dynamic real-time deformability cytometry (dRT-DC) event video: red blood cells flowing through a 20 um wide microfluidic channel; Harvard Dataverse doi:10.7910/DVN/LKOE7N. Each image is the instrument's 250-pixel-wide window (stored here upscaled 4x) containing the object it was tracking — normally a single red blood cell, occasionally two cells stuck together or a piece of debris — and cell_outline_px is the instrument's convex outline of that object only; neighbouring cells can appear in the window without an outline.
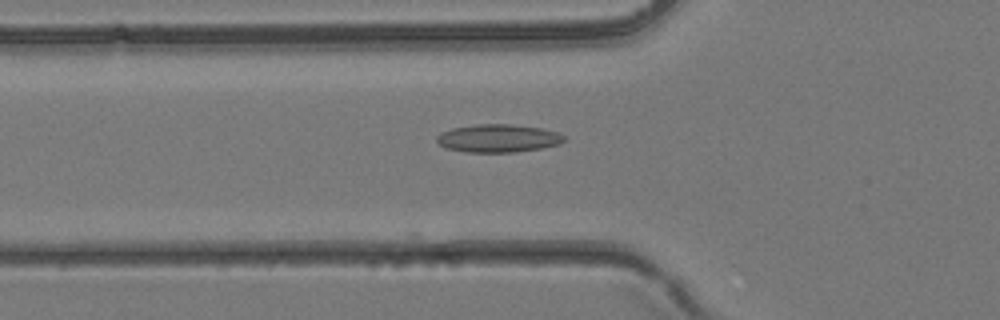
{"species": "common noctule bat (a hibernating species)", "species_latin": "Nyctalus noctula", "temperature_condition": "room temperature", "stored_images_in_passage": 29, "camera_frame_rate_fps": 3000, "um_per_image_px": 0.085, "animal": {"sex": "female", "body_mass_g": 24.6, "forearm_length_mm": 56.2}, "frame": {"image": 1, "passage_image": 4, "time_ms": 1.0, "image_size_px": [1000, 320], "cell_outline_px": [[564, 140], [560, 144], [540, 148], [516, 152], [464, 152], [448, 148], [436, 144], [436, 136], [440, 132], [452, 128], [476, 124], [508, 124], [540, 128], [560, 132], [564, 136]], "centroid_in_image_um": [42.31, 11.75], "position_along_channel_um": 83.5, "area_um2": 20.87}}
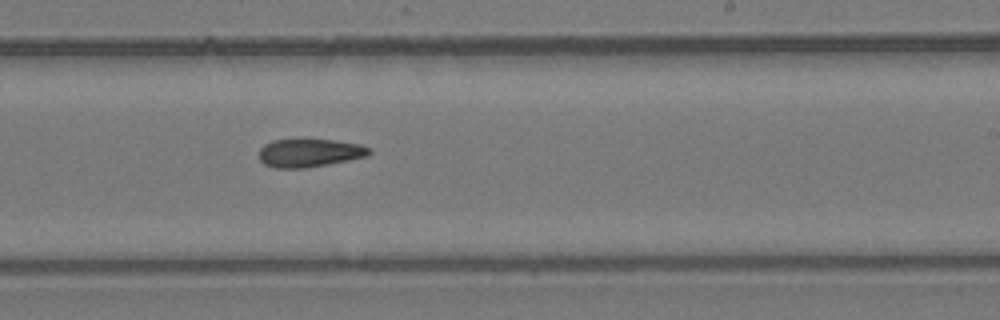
{"frame": {"image": 2, "passage_image": 14, "time_ms": 4.333, "image_size_px": [1000, 320], "cell_outline_px": [[372, 152], [368, 156], [328, 164], [304, 168], [276, 168], [264, 164], [260, 160], [260, 148], [264, 144], [272, 140], [332, 140], [360, 144], [372, 148]], "centroid_in_image_um": [26.33, 13.0], "position_along_channel_um": 262.7, "area_um2": 18.03}}
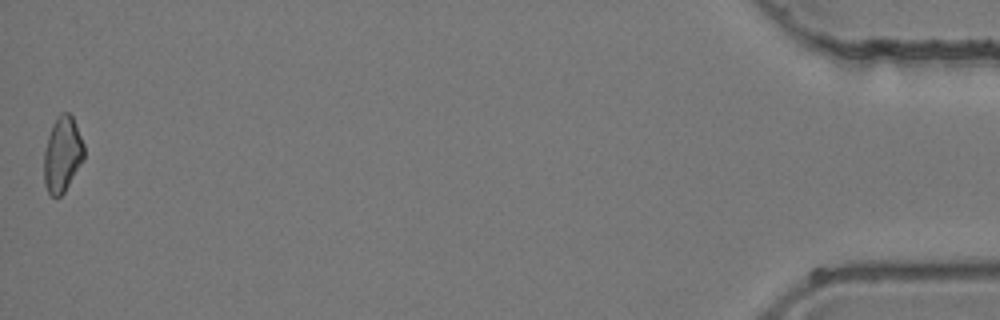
{"frame": {"image": 3, "passage_image": 29, "time_ms": 9.333, "image_size_px": [1000, 320], "cell_outline_px": [[84, 160], [64, 192], [60, 196], [52, 196], [48, 192], [44, 184], [44, 152], [48, 136], [52, 124], [56, 116], [60, 112], [68, 112], [72, 116], [84, 144]], "centroid_in_image_um": [5.3, 13.1], "position_along_channel_um": 429.9, "area_um2": 17.69}}